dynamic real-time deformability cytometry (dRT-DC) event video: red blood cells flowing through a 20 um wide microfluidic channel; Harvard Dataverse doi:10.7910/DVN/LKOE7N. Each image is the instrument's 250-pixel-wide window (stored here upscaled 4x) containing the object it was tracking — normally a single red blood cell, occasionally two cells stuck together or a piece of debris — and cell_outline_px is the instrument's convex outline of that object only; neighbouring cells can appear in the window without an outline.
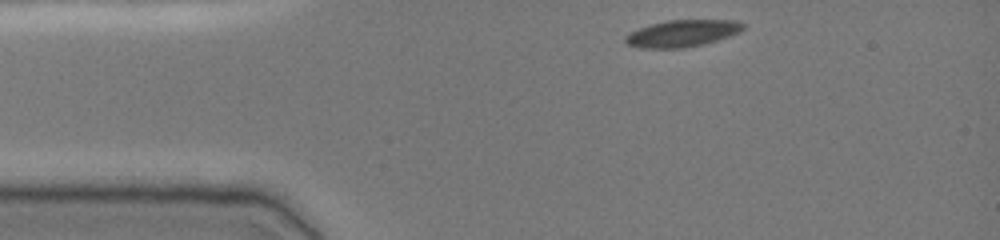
{"species": "common noctule bat (a hibernating species)", "species_latin": "Nyctalus noctula", "temperature_condition": "cold", "stored_images_in_passage": 3, "camera_frame_rate_fps": 3000, "um_per_image_px": 0.085, "animal": {"sex": "female", "body_mass_g": 19.0, "forearm_length_mm": 51.5}, "frame": {"image": 1, "passage_image": 1, "time_ms": 0.0, "image_size_px": [1000, 240], "cell_outline_px": [[744, 28], [740, 32], [704, 44], [684, 48], [640, 48], [624, 44], [624, 36], [628, 32], [652, 24], [668, 20], [732, 20], [744, 24]], "centroid_in_image_um": [57.93, 2.85], "position_along_channel_um": 27.1, "area_um2": 18.44}}
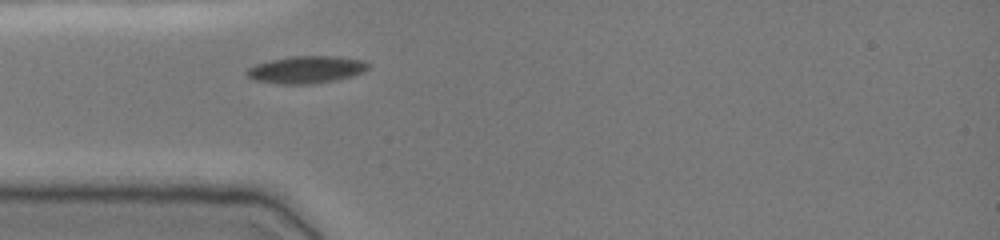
{"frame": {"image": 2, "passage_image": 3, "time_ms": 0.667, "image_size_px": [1000, 240], "cell_outline_px": [[368, 68], [364, 72], [352, 76], [336, 80], [308, 84], [280, 84], [256, 80], [248, 76], [244, 72], [248, 68], [256, 64], [288, 56], [336, 56], [364, 60], [368, 64]], "centroid_in_image_um": [26.04, 5.91], "position_along_channel_um": 59.0, "area_um2": 19.25}}